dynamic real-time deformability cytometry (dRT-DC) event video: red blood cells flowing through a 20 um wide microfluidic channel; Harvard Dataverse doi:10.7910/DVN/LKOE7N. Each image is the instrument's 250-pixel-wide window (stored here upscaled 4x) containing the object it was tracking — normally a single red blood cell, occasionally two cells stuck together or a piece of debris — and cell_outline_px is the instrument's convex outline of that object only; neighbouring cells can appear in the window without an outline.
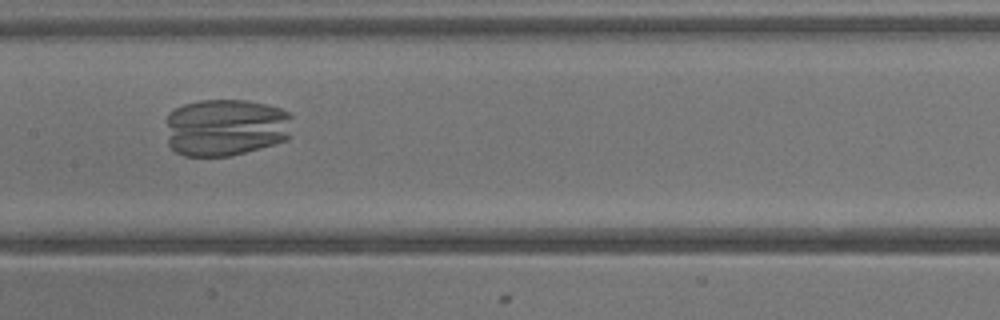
{"species": "common noctule bat (a hibernating species)", "species_latin": "Nyctalus noctula", "temperature_condition": "warm", "stored_images_in_passage": 33, "camera_frame_rate_fps": 3000, "um_per_image_px": 0.085, "animal": {"sex": "male", "body_mass_g": 13.3}, "frame": {"image": 1, "passage_image": 13, "time_ms": 4.0, "image_size_px": [1000, 320], "cell_outline_px": [[292, 136], [288, 140], [232, 156], [184, 156], [176, 152], [168, 144], [168, 112], [184, 104], [200, 100], [248, 100], [280, 108], [288, 112], [292, 116]], "centroid_in_image_um": [19.24, 10.83], "position_along_channel_um": 188.2, "area_um2": 42.77}}
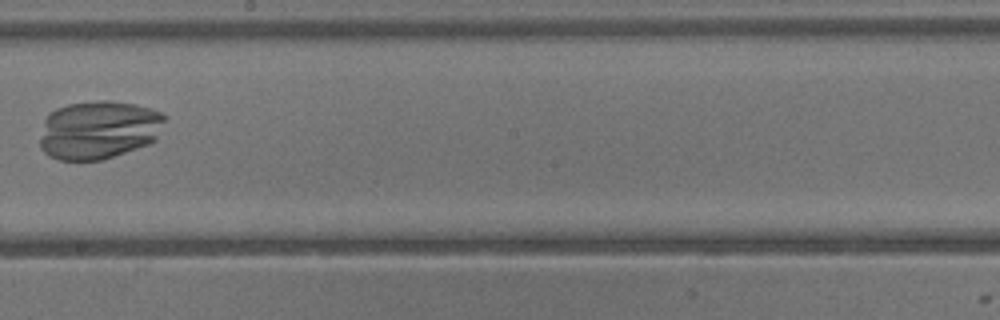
{"frame": {"image": 2, "passage_image": 16, "time_ms": 5.0, "image_size_px": [1000, 320], "cell_outline_px": [[168, 116], [156, 140], [148, 144], [100, 160], [60, 160], [48, 156], [40, 148], [40, 140], [44, 120], [48, 112], [56, 108], [68, 104], [96, 100], [108, 100], [136, 104], [160, 112]], "centroid_in_image_um": [8.38, 11.02], "position_along_channel_um": 239.8, "area_um2": 42.83}}
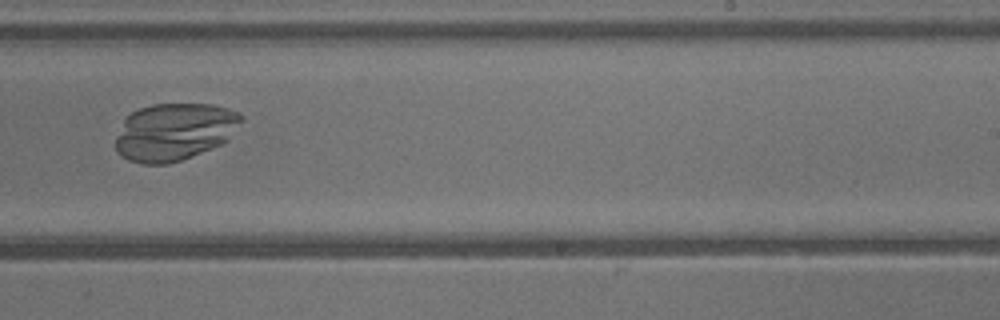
{"frame": {"image": 3, "passage_image": 18, "time_ms": 5.667, "image_size_px": [1000, 320], "cell_outline_px": [[244, 120], [228, 140], [220, 144], [180, 160], [168, 164], [144, 164], [128, 160], [120, 156], [116, 152], [116, 136], [124, 120], [132, 112], [140, 108], [152, 104], [212, 104], [236, 112], [244, 116]], "centroid_in_image_um": [14.81, 11.2], "position_along_channel_um": 274.2, "area_um2": 41.91}}